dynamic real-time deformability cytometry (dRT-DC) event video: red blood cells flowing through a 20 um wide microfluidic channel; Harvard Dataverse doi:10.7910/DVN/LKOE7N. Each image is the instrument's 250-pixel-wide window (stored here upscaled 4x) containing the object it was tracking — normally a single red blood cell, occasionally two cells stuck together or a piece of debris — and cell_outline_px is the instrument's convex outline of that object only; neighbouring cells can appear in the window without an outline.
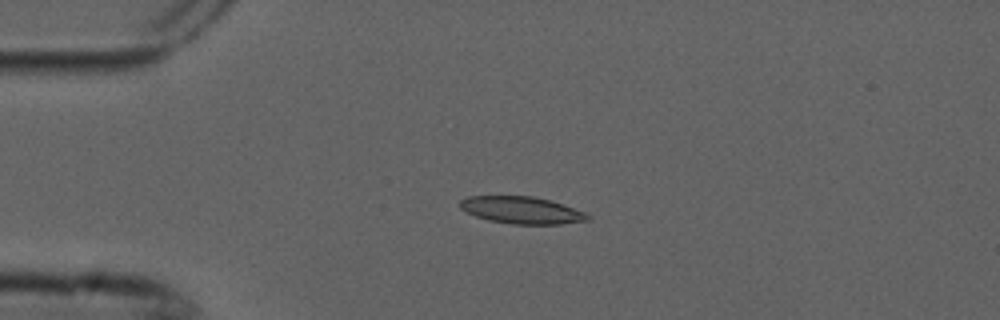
{"species": "common noctule bat (a hibernating species)", "species_latin": "Nyctalus noctula", "temperature_condition": "cold", "stored_images_in_passage": 7, "camera_frame_rate_fps": 3000, "um_per_image_px": 0.085, "animal": {"sex": "male", "forearm_length_mm": 52.5}, "frame": {"image": 1, "passage_image": 3, "time_ms": 0.667, "image_size_px": [1000, 320], "cell_outline_px": [[592, 216], [588, 220], [560, 224], [512, 224], [488, 220], [476, 216], [460, 208], [460, 200], [468, 196], [532, 196], [548, 200], [584, 212]], "centroid_in_image_um": [44.32, 17.87], "position_along_channel_um": 40.7, "area_um2": 19.88}}
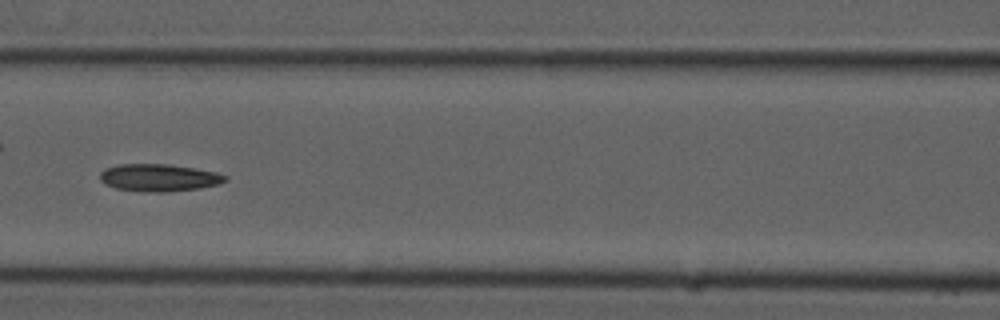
{"frame": {"image": 2, "passage_image": 6, "time_ms": 1.667, "image_size_px": [1000, 320], "cell_outline_px": [[228, 180], [216, 184], [200, 188], [168, 192], [140, 192], [116, 188], [104, 184], [100, 180], [100, 172], [104, 168], [120, 164], [168, 164], [216, 172], [228, 176]], "centroid_in_image_um": [13.47, 15.11], "position_along_channel_um": 153.1, "area_um2": 20.06}}
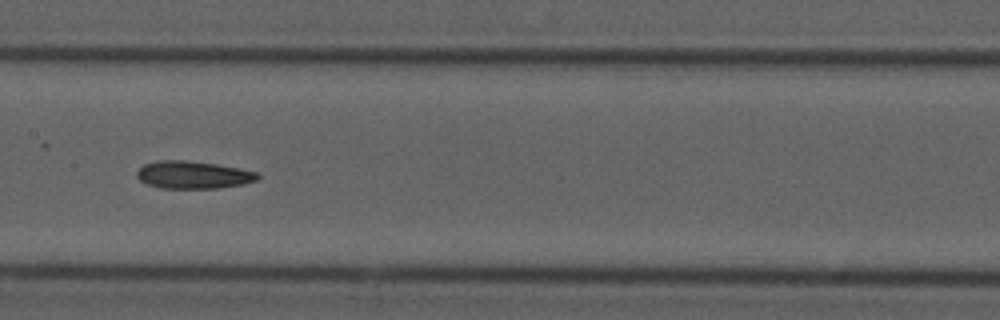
{"frame": {"image": 3, "passage_image": 7, "time_ms": 2.0, "image_size_px": [1000, 320], "cell_outline_px": [[260, 176], [256, 180], [244, 184], [216, 188], [160, 188], [148, 184], [140, 180], [136, 176], [136, 172], [144, 164], [160, 160], [184, 160], [216, 164], [240, 168], [260, 172]], "centroid_in_image_um": [16.44, 14.86], "position_along_channel_um": 191.0, "area_um2": 19.42}}